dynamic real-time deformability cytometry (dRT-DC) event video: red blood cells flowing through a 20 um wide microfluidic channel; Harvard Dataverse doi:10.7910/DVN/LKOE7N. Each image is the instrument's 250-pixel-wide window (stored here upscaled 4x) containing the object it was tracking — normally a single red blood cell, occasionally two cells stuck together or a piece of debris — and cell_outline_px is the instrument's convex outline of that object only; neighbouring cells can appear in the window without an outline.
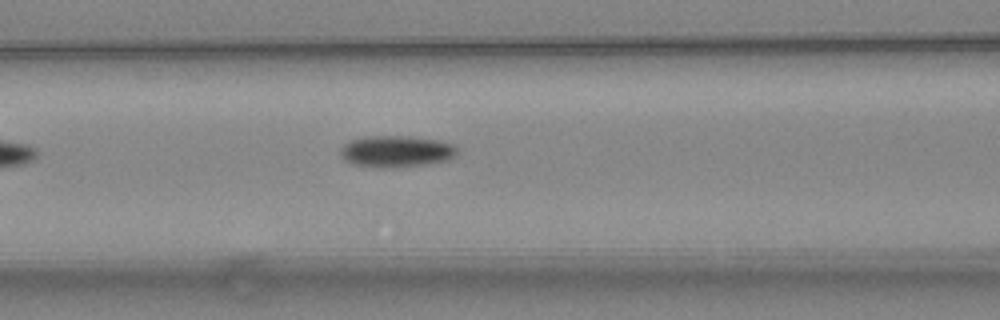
{"species": "common noctule bat (a hibernating species)", "species_latin": "Nyctalus noctula", "temperature_condition": "warm", "stored_images_in_passage": 4, "camera_frame_rate_fps": 3000, "um_per_image_px": 0.085, "animal": {"sex": "female", "body_mass_g": 24.6, "forearm_length_mm": 56.2}, "frame": {"image": 1, "passage_image": 4, "time_ms": 1.0, "image_size_px": [1000, 320], "cell_outline_px": [[456, 156], [448, 160], [392, 168], [380, 168], [352, 164], [344, 160], [340, 156], [340, 148], [344, 144], [352, 140], [368, 136], [408, 136], [440, 140], [452, 144], [456, 148]], "centroid_in_image_um": [33.65, 12.87], "position_along_channel_um": 133.0, "area_um2": 21.44}}